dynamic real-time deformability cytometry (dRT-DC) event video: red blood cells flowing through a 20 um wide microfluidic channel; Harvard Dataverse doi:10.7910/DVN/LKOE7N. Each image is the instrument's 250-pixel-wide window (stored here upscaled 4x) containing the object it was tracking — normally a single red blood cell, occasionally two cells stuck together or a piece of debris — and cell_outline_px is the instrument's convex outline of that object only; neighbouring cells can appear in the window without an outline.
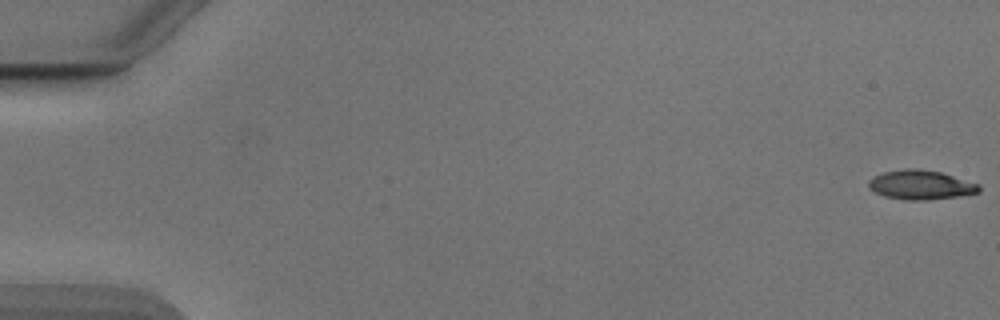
{"species": "Egyptian fruit bat (a non-hibernating species)", "species_latin": "Rousettus aegyptiacus", "temperature_condition": "cold", "stored_images_in_passage": 9, "camera_frame_rate_fps": 3000, "um_per_image_px": 0.085, "animal": {"sex": "male"}, "frame": {"image": 1, "passage_image": 1, "time_ms": 0.0, "image_size_px": [1000, 320], "cell_outline_px": [[980, 192], [956, 196], [924, 200], [904, 200], [884, 196], [868, 188], [868, 180], [872, 176], [884, 172], [904, 168], [920, 168], [940, 172], [980, 184]], "centroid_in_image_um": [78.22, 15.7], "position_along_channel_um": 6.8, "area_um2": 18.9}}